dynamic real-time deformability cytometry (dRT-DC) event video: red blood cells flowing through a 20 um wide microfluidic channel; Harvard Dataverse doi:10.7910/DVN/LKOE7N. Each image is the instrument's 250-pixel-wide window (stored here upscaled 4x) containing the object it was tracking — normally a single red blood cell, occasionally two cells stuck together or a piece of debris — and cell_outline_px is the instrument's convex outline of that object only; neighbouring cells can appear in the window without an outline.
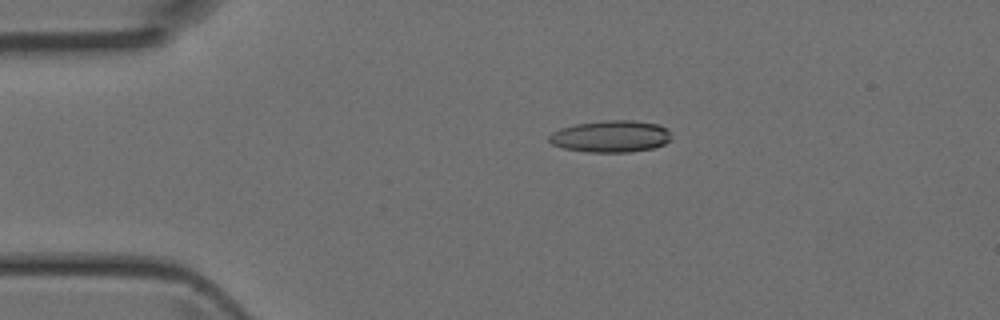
{"species": "Egyptian fruit bat (a non-hibernating species)", "species_latin": "Rousettus aegyptiacus", "temperature_condition": "room temperature", "stored_images_in_passage": 4, "camera_frame_rate_fps": 3000, "um_per_image_px": 0.085, "animal": {"sex": "female"}, "frame": {"image": 1, "passage_image": 2, "time_ms": 0.333, "image_size_px": [1000, 320], "cell_outline_px": [[672, 140], [664, 144], [652, 148], [632, 152], [588, 152], [564, 148], [552, 144], [548, 140], [548, 136], [552, 132], [560, 128], [576, 124], [604, 120], [636, 120], [660, 124], [668, 128]], "centroid_in_image_um": [51.95, 11.58], "position_along_channel_um": 33.1, "area_um2": 22.95}}